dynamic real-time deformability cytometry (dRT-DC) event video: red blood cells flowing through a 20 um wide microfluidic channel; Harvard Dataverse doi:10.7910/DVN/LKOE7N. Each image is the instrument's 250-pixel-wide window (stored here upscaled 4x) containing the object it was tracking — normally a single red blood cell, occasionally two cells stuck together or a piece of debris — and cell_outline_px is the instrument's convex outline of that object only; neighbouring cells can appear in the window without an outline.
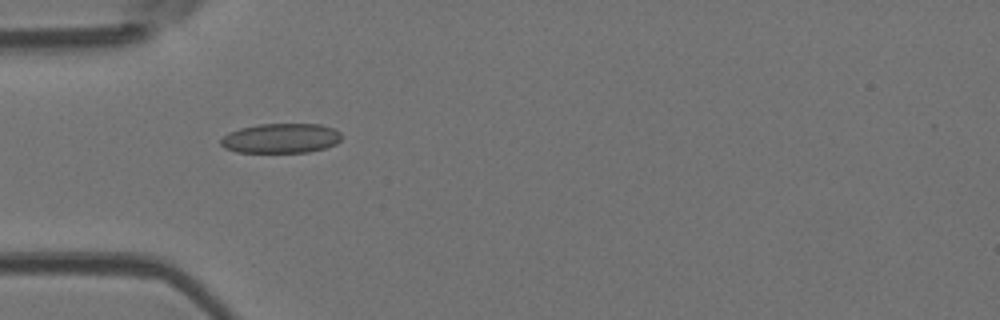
{"species": "Egyptian fruit bat (a non-hibernating species)", "species_latin": "Rousettus aegyptiacus", "temperature_condition": "room temperature", "stored_images_in_passage": 5, "camera_frame_rate_fps": 3000, "um_per_image_px": 0.085, "animal": {"sex": "female"}, "frame": {"image": 1, "passage_image": 1, "time_ms": 0.0, "image_size_px": [1000, 320], "cell_outline_px": [[340, 140], [336, 144], [324, 148], [308, 152], [236, 152], [224, 148], [220, 144], [220, 140], [228, 132], [240, 128], [260, 124], [320, 124], [332, 128], [340, 132]], "centroid_in_image_um": [23.85, 11.75], "position_along_channel_um": 61.2, "area_um2": 20.87}}
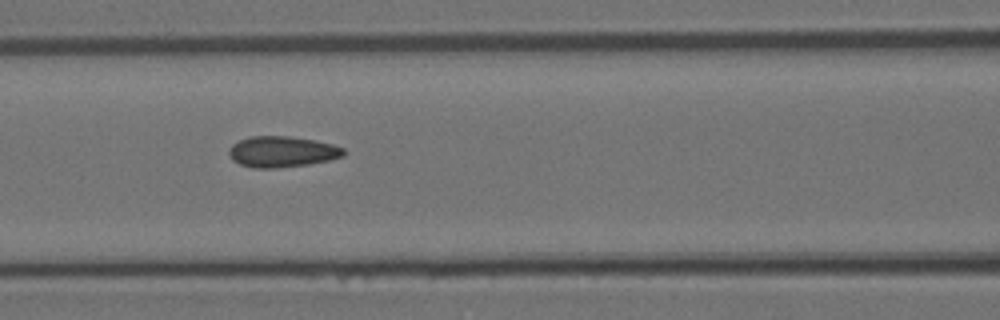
{"frame": {"image": 2, "passage_image": 3, "time_ms": 0.667, "image_size_px": [1000, 320], "cell_outline_px": [[344, 156], [328, 160], [308, 164], [276, 168], [252, 168], [240, 164], [232, 160], [228, 152], [228, 148], [232, 144], [240, 140], [252, 136], [288, 136], [316, 140], [332, 144], [344, 148]], "centroid_in_image_um": [23.95, 12.89], "position_along_channel_um": 142.7, "area_um2": 20.69}}
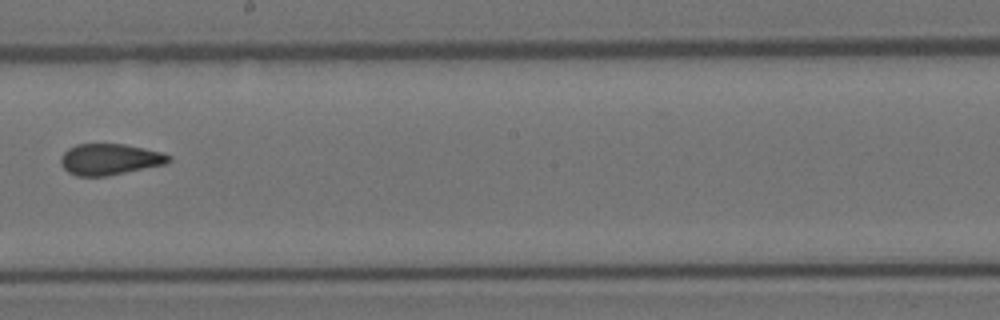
{"frame": {"image": 3, "passage_image": 5, "time_ms": 1.333, "image_size_px": [1000, 320], "cell_outline_px": [[172, 160], [164, 164], [108, 176], [76, 176], [68, 172], [60, 164], [60, 156], [68, 148], [76, 144], [124, 144], [144, 148], [160, 152], [172, 156]], "centroid_in_image_um": [9.3, 13.54], "position_along_channel_um": 238.9, "area_um2": 19.65}}